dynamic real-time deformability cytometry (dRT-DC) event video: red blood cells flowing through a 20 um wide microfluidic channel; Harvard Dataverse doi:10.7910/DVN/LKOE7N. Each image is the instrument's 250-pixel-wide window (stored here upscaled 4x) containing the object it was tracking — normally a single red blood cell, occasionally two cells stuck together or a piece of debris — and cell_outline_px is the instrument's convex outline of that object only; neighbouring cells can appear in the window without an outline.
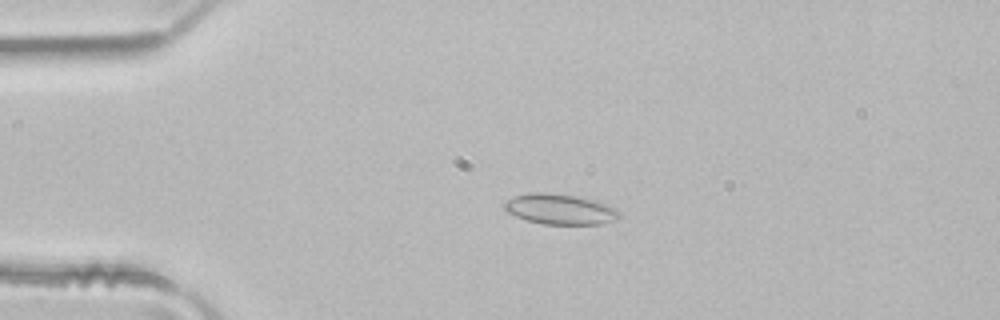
{"species": "common noctule bat (a hibernating species)", "species_latin": "Nyctalus noctula", "temperature_condition": "room temperature", "stored_images_in_passage": 4, "camera_frame_rate_fps": 3000, "um_per_image_px": 0.085, "animal": {"sex": "male", "body_mass_g": 21.5, "forearm_length_mm": 52.0}, "frame": {"image": 1, "passage_image": 3, "time_ms": 0.667, "image_size_px": [1000, 320], "cell_outline_px": [[620, 216], [616, 220], [600, 224], [544, 224], [528, 220], [516, 216], [508, 212], [504, 208], [504, 204], [508, 200], [516, 196], [532, 192], [544, 192], [576, 196], [596, 200], [608, 204], [616, 208], [620, 212]], "centroid_in_image_um": [47.66, 17.78], "position_along_channel_um": 37.3, "area_um2": 20.29}}